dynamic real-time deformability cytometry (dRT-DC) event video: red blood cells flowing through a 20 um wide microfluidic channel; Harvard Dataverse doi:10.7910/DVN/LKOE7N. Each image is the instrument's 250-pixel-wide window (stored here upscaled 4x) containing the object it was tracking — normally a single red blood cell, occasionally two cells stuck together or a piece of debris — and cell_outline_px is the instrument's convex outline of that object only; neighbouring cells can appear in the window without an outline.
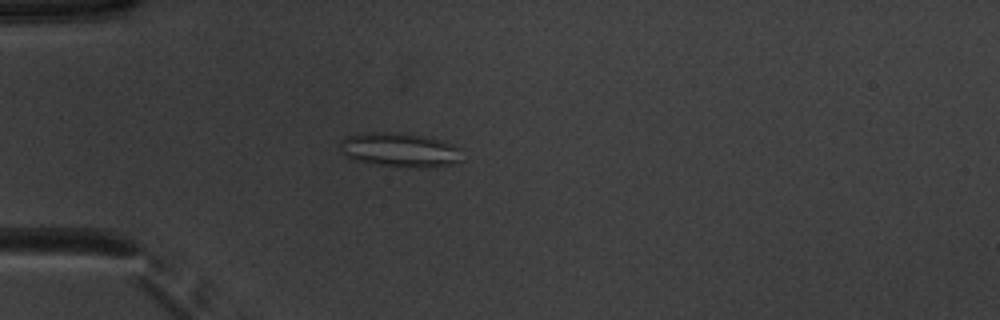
{"species": "common noctule bat (a hibernating species)", "species_latin": "Nyctalus noctula", "temperature_condition": "warm", "stored_images_in_passage": 47, "camera_frame_rate_fps": 3000, "um_per_image_px": 0.085, "animal": {"sex": "male", "body_mass_g": 20.1, "forearm_length_mm": 53.5}, "frame": {"image": 1, "passage_image": 10, "time_ms": 3.0, "image_size_px": [1000, 320], "cell_outline_px": [[464, 148], [460, 160], [452, 164], [436, 168], [412, 168], [372, 164], [356, 160], [344, 156], [336, 144], [344, 136], [372, 132], [392, 132], [420, 136], [452, 144]], "centroid_in_image_um": [33.95, 12.77], "position_along_channel_um": 51.0, "area_um2": 24.8}}
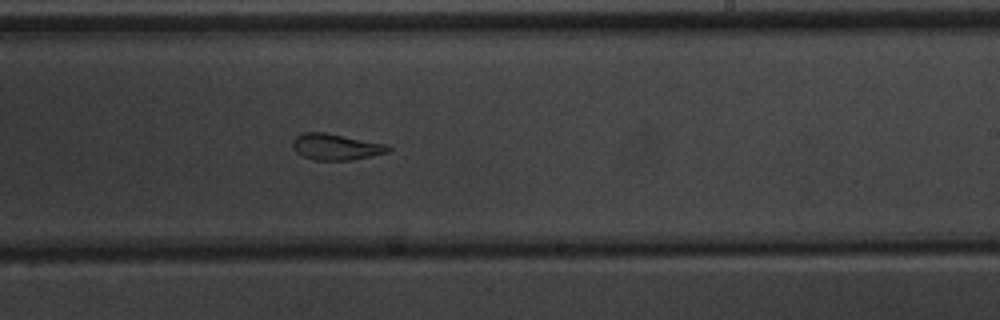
{"frame": {"image": 2, "passage_image": 27, "time_ms": 8.667, "image_size_px": [1000, 320], "cell_outline_px": [[392, 148], [388, 152], [372, 156], [352, 160], [312, 160], [296, 152], [292, 148], [292, 140], [296, 136], [304, 132], [324, 132], [384, 144]], "centroid_in_image_um": [28.51, 12.49], "position_along_channel_um": 260.5, "area_um2": 14.51}}
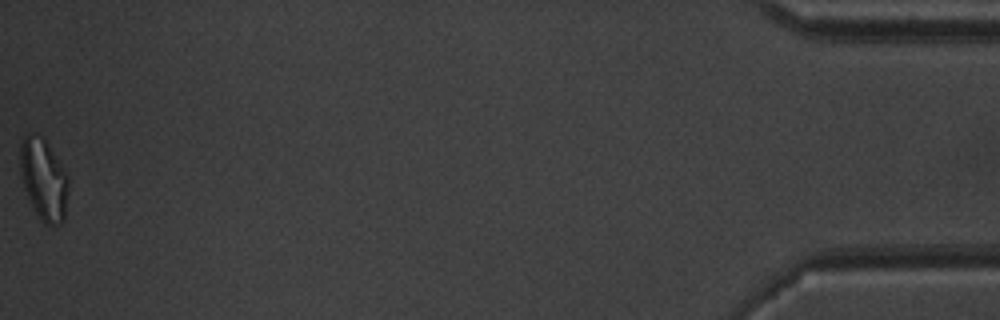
{"frame": {"image": 3, "passage_image": 47, "time_ms": 15.333, "image_size_px": [1000, 320], "cell_outline_px": [[68, 192], [64, 220], [60, 224], [44, 224], [36, 212], [24, 188], [20, 172], [20, 144], [24, 136], [28, 132], [36, 132], [44, 140], [68, 176]], "centroid_in_image_um": [3.7, 15.23], "position_along_channel_um": 431.5, "area_um2": 22.6}, "authors_computed_cell_mechanics": {"area_um2": 17.8602, "velocity_mm_per_s": 3.9387, "shape_relaxation_time_tau1_ms": null, "shape_relaxation_time_tau2_ms": 1.1376, "deformation_change_tau1": null, "deformation_change_tau2": 0.0845}}